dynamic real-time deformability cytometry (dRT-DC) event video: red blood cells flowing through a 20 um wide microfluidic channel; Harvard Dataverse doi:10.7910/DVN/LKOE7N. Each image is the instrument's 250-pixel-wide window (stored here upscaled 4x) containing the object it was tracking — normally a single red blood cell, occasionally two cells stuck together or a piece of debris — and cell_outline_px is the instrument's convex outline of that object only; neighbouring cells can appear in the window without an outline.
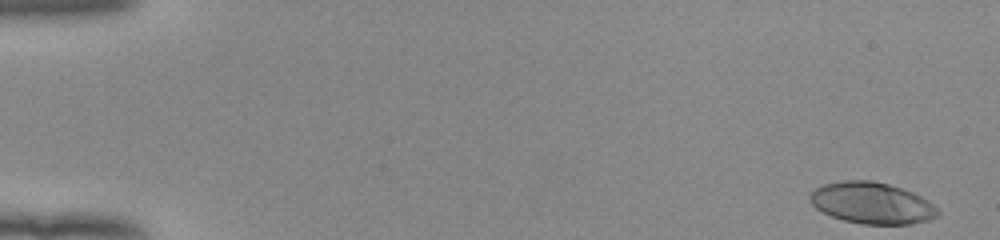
{"species": "human", "species_latin": "Homo sapiens", "temperature_condition": "room temperature", "stored_images_in_passage": 52, "camera_frame_rate_fps": 3000, "um_per_image_px": 0.085, "donor": {"sex": "female"}, "frame": {"image": 1, "passage_image": 1, "time_ms": 0.0, "image_size_px": [1000, 240], "cell_outline_px": [[940, 212], [936, 216], [928, 220], [912, 224], [864, 224], [844, 220], [832, 216], [816, 208], [808, 200], [808, 196], [816, 188], [824, 184], [844, 180], [872, 180], [888, 184], [912, 192], [928, 200]], "centroid_in_image_um": [74.1, 17.25], "position_along_channel_um": 10.9, "area_um2": 30.69}}
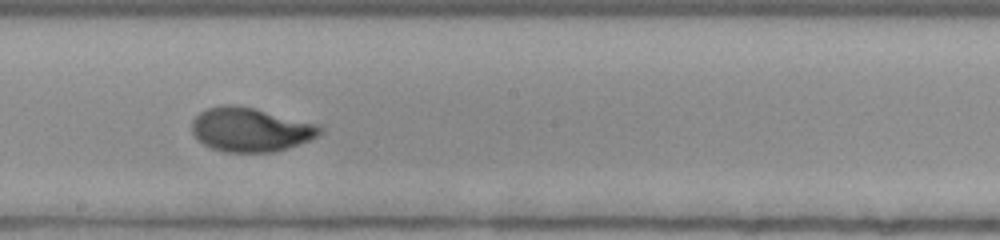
{"frame": {"image": 2, "passage_image": 30, "time_ms": 9.667, "image_size_px": [1000, 240], "cell_outline_px": [[324, 132], [308, 140], [288, 148], [272, 152], [228, 152], [212, 148], [204, 144], [192, 132], [192, 120], [200, 112], [208, 108], [224, 104], [232, 104], [256, 108], [320, 124], [324, 128]], "centroid_in_image_um": [21.33, 11.0], "position_along_channel_um": 226.9, "area_um2": 32.95}}
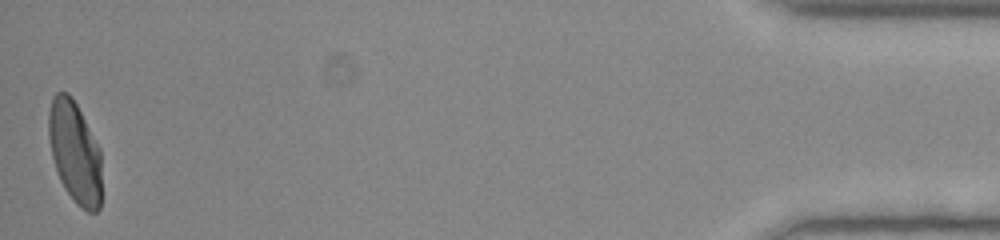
{"frame": {"image": 3, "passage_image": 52, "time_ms": 17.0, "image_size_px": [1000, 240], "cell_outline_px": [[100, 208], [96, 212], [88, 212], [80, 208], [76, 204], [64, 188], [60, 180], [52, 156], [48, 136], [48, 112], [52, 96], [56, 92], [68, 92], [72, 96], [100, 148]], "centroid_in_image_um": [6.34, 12.92], "position_along_channel_um": 428.9, "area_um2": 31.56}, "authors_computed_cell_mechanics": {"area_um2": 31.5299, "velocity_mm_per_s": 3.9189, "shape_relaxation_time_tau1_ms": 3.6453, "shape_relaxation_time_tau2_ms": null, "deformation_change_tau1": 0.1982, "deformation_change_tau2": null}}